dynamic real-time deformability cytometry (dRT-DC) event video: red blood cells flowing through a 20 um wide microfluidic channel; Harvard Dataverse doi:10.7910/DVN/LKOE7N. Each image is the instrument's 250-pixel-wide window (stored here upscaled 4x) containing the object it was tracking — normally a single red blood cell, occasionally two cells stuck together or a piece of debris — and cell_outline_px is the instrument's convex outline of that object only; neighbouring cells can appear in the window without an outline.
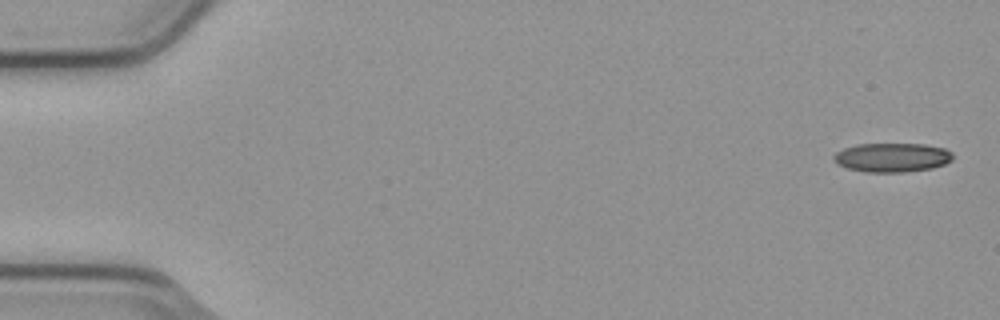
{"species": "common noctule bat (a hibernating species)", "species_latin": "Nyctalus noctula", "temperature_condition": "cold", "stored_images_in_passage": 4, "camera_frame_rate_fps": 3000, "um_per_image_px": 0.085, "animal": {"sex": "male", "body_mass_g": 23.1, "forearm_length_mm": 52.7}, "frame": {"image": 1, "passage_image": 1, "time_ms": 0.0, "image_size_px": [1000, 320], "cell_outline_px": [[952, 160], [944, 164], [932, 168], [900, 172], [868, 172], [848, 168], [836, 164], [832, 160], [832, 156], [836, 152], [844, 148], [856, 144], [924, 144], [944, 148], [952, 152]], "centroid_in_image_um": [75.79, 13.38], "position_along_channel_um": 9.2, "area_um2": 20.17}}
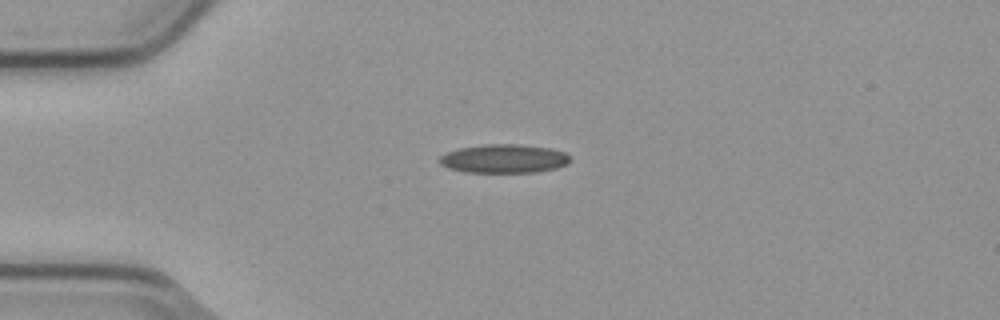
{"frame": {"image": 2, "passage_image": 4, "time_ms": 1.0, "image_size_px": [1000, 320], "cell_outline_px": [[572, 160], [568, 164], [556, 168], [536, 172], [464, 172], [448, 168], [440, 164], [440, 156], [448, 152], [460, 148], [484, 144], [516, 144], [552, 148], [564, 152]], "centroid_in_image_um": [42.86, 13.49], "position_along_channel_um": 42.1, "area_um2": 21.85}}